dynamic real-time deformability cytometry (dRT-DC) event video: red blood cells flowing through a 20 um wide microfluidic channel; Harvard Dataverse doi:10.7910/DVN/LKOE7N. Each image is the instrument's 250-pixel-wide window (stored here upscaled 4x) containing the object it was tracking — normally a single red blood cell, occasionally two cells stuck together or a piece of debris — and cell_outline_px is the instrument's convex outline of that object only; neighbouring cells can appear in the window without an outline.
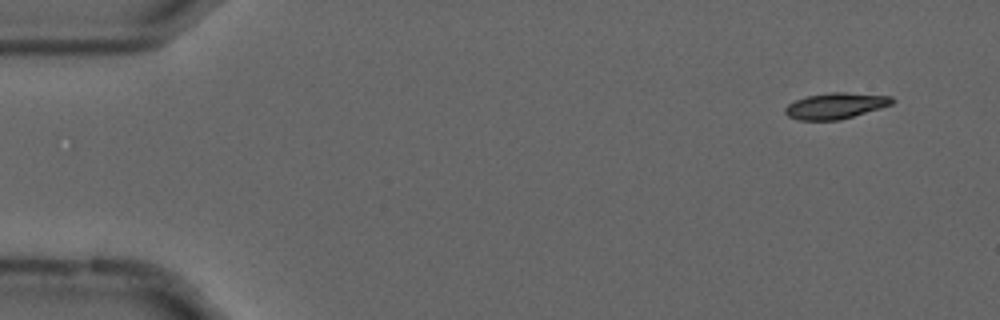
{"species": "common noctule bat (a hibernating species)", "species_latin": "Nyctalus noctula", "temperature_condition": "cold", "stored_images_in_passage": 53, "camera_frame_rate_fps": 3000, "um_per_image_px": 0.085, "animal": {"sex": "male", "forearm_length_mm": 52.5}, "frame": {"image": 1, "passage_image": 2, "time_ms": 0.333, "image_size_px": [1000, 320], "cell_outline_px": [[896, 100], [892, 104], [880, 108], [840, 120], [800, 120], [788, 116], [784, 112], [784, 108], [788, 104], [796, 100], [808, 96], [832, 92], [844, 92], [892, 96]], "centroid_in_image_um": [71.04, 8.99], "position_along_channel_um": 14.0, "area_um2": 16.13}}
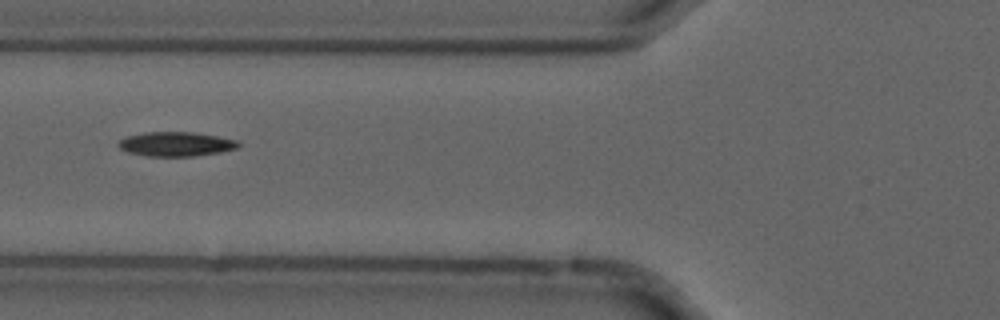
{"frame": {"image": 2, "passage_image": 19, "time_ms": 6.0, "image_size_px": [1000, 320], "cell_outline_px": [[240, 144], [236, 148], [220, 152], [192, 156], [148, 156], [128, 152], [120, 148], [116, 144], [120, 140], [128, 136], [144, 132], [192, 132], [216, 136], [236, 140]], "centroid_in_image_um": [14.92, 12.24], "position_along_channel_um": 110.9, "area_um2": 16.82}}
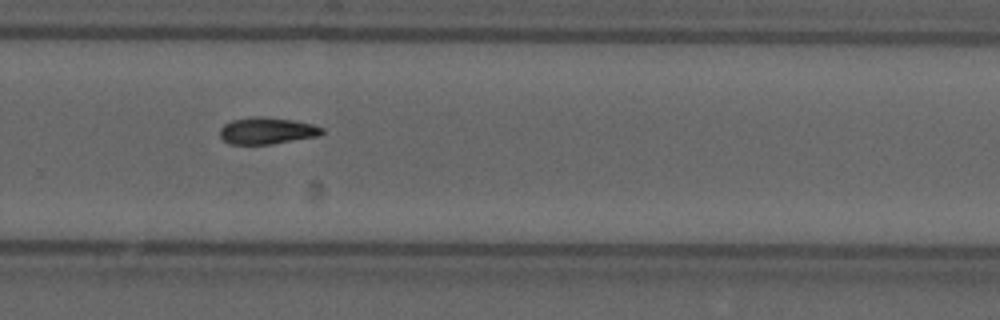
{"frame": {"image": 3, "passage_image": 35, "time_ms": 11.333, "image_size_px": [1000, 320], "cell_outline_px": [[324, 132], [320, 136], [272, 144], [228, 144], [220, 136], [220, 128], [224, 124], [232, 120], [292, 120], [312, 124], [324, 128]], "centroid_in_image_um": [22.74, 11.18], "position_along_channel_um": 307.1, "area_um2": 15.03}, "authors_computed_cell_mechanics": {"area_um2": 16.0106, "velocity_mm_per_s": 3.6903, "shape_relaxation_time_tau1_ms": 3.3492, "shape_relaxation_time_tau2_ms": null, "deformation_change_tau1": 0.1438, "deformation_change_tau2": null}}